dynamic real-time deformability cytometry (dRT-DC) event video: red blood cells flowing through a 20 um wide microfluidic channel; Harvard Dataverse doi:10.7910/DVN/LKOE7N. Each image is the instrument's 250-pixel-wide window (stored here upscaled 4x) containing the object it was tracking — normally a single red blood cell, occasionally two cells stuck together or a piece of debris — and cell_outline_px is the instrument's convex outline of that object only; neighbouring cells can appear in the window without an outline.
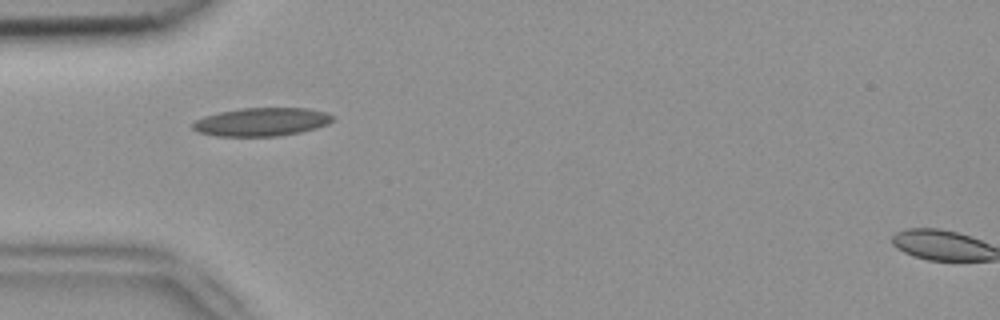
{"species": "common noctule bat (a hibernating species)", "species_latin": "Nyctalus noctula", "temperature_condition": "room temperature", "stored_images_in_passage": 2, "camera_frame_rate_fps": 3000, "um_per_image_px": 0.085, "animal": {"sex": "female", "body_mass_g": 18.4}, "frame": {"image": 1, "passage_image": 1, "time_ms": 0.0, "image_size_px": [1000, 320], "cell_outline_px": [[332, 120], [328, 124], [316, 128], [300, 132], [276, 136], [216, 136], [200, 132], [192, 128], [192, 124], [196, 120], [204, 116], [220, 112], [240, 108], [308, 108], [328, 112], [332, 116]], "centroid_in_image_um": [22.25, 10.35], "position_along_channel_um": 62.8, "area_um2": 23.0}}